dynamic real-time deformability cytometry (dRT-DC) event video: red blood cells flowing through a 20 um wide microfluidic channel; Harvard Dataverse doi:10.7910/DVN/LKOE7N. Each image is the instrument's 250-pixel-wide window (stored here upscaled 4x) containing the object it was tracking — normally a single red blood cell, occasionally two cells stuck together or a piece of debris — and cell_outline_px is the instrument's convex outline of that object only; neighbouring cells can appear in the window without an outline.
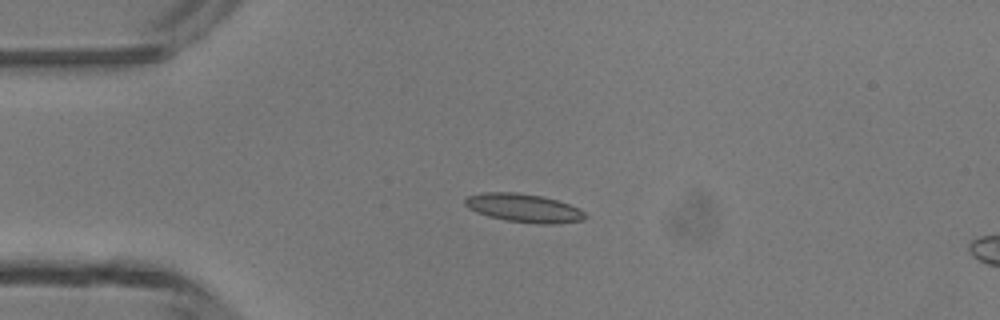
{"species": "common noctule bat (a hibernating species)", "species_latin": "Nyctalus noctula", "temperature_condition": "room temperature", "stored_images_in_passage": 4, "camera_frame_rate_fps": 3000, "um_per_image_px": 0.085, "animal": {"sex": "male", "body_mass_g": 13.3}, "frame": {"image": 1, "passage_image": 2, "time_ms": 2.0, "image_size_px": [1000, 320], "cell_outline_px": [[588, 216], [584, 220], [556, 224], [536, 224], [504, 220], [488, 216], [476, 212], [468, 208], [464, 204], [464, 200], [468, 196], [484, 192], [516, 192], [540, 196], [556, 200], [580, 208]], "centroid_in_image_um": [44.53, 17.69], "position_along_channel_um": 40.5, "area_um2": 20.06}}